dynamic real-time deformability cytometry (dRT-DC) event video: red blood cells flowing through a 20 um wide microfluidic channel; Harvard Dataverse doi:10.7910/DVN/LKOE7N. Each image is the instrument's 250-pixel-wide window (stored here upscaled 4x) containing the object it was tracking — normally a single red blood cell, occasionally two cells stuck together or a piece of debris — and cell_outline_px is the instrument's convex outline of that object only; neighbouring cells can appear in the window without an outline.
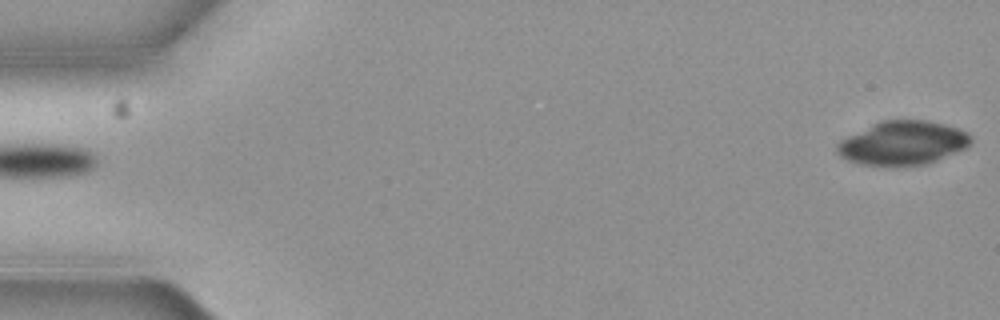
{"species": "common noctule bat (a hibernating species)", "species_latin": "Nyctalus noctula", "temperature_condition": "cold", "stored_images_in_passage": 6, "segment_of_instrument_passage": [2, 2], "camera_frame_rate_fps": 3000, "um_per_image_px": 0.085, "animal": {"sex": "female", "body_mass_g": 19.3, "forearm_length_mm": 54.1}, "frame": {"image": 1, "passage_image": 6, "time_ms": 1.667, "image_size_px": [1000, 320], "cell_outline_px": [[972, 140], [968, 148], [928, 164], [904, 168], [884, 168], [860, 164], [844, 160], [836, 152], [836, 144], [840, 140], [884, 120], [928, 120], [944, 124], [968, 132], [972, 136]], "centroid_in_image_um": [76.75, 12.22], "position_along_channel_um": 8.2, "area_um2": 35.08}}